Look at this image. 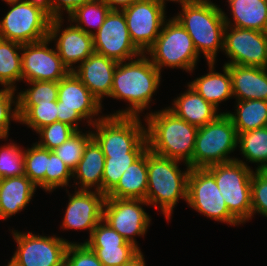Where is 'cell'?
I'll return each mask as SVG.
<instances>
[{
  "label": "cell",
  "instance_id": "52a82bcc",
  "mask_svg": "<svg viewBox=\"0 0 267 266\" xmlns=\"http://www.w3.org/2000/svg\"><path fill=\"white\" fill-rule=\"evenodd\" d=\"M238 133L227 113L199 127L192 157V168H206L236 160L228 156L237 149Z\"/></svg>",
  "mask_w": 267,
  "mask_h": 266
},
{
  "label": "cell",
  "instance_id": "f546056e",
  "mask_svg": "<svg viewBox=\"0 0 267 266\" xmlns=\"http://www.w3.org/2000/svg\"><path fill=\"white\" fill-rule=\"evenodd\" d=\"M22 44L0 38V84L16 90V81L22 80ZM19 51V52H18Z\"/></svg>",
  "mask_w": 267,
  "mask_h": 266
},
{
  "label": "cell",
  "instance_id": "60d3db41",
  "mask_svg": "<svg viewBox=\"0 0 267 266\" xmlns=\"http://www.w3.org/2000/svg\"><path fill=\"white\" fill-rule=\"evenodd\" d=\"M15 91L12 88L0 89V139H8L11 120L19 122L18 96L14 98ZM13 104L15 107L12 110Z\"/></svg>",
  "mask_w": 267,
  "mask_h": 266
},
{
  "label": "cell",
  "instance_id": "8fae6325",
  "mask_svg": "<svg viewBox=\"0 0 267 266\" xmlns=\"http://www.w3.org/2000/svg\"><path fill=\"white\" fill-rule=\"evenodd\" d=\"M188 205L202 215L233 226L240 223L230 214L214 176L206 168H192L188 176Z\"/></svg>",
  "mask_w": 267,
  "mask_h": 266
},
{
  "label": "cell",
  "instance_id": "7dc6e473",
  "mask_svg": "<svg viewBox=\"0 0 267 266\" xmlns=\"http://www.w3.org/2000/svg\"><path fill=\"white\" fill-rule=\"evenodd\" d=\"M29 4L41 9L46 13L51 19H54V11L51 6L50 0H24Z\"/></svg>",
  "mask_w": 267,
  "mask_h": 266
},
{
  "label": "cell",
  "instance_id": "74e56055",
  "mask_svg": "<svg viewBox=\"0 0 267 266\" xmlns=\"http://www.w3.org/2000/svg\"><path fill=\"white\" fill-rule=\"evenodd\" d=\"M57 113V101L38 102L19 119V123L37 132L42 127L57 122Z\"/></svg>",
  "mask_w": 267,
  "mask_h": 266
},
{
  "label": "cell",
  "instance_id": "c3c4849f",
  "mask_svg": "<svg viewBox=\"0 0 267 266\" xmlns=\"http://www.w3.org/2000/svg\"><path fill=\"white\" fill-rule=\"evenodd\" d=\"M124 266H146L143 253L140 251Z\"/></svg>",
  "mask_w": 267,
  "mask_h": 266
},
{
  "label": "cell",
  "instance_id": "ffe728a7",
  "mask_svg": "<svg viewBox=\"0 0 267 266\" xmlns=\"http://www.w3.org/2000/svg\"><path fill=\"white\" fill-rule=\"evenodd\" d=\"M117 64V61L94 52L86 60L75 66L73 72L102 103L103 97L110 96Z\"/></svg>",
  "mask_w": 267,
  "mask_h": 266
},
{
  "label": "cell",
  "instance_id": "ab89813d",
  "mask_svg": "<svg viewBox=\"0 0 267 266\" xmlns=\"http://www.w3.org/2000/svg\"><path fill=\"white\" fill-rule=\"evenodd\" d=\"M76 130L63 122H54L39 129L36 133L40 135V141L36 142L40 147L54 150L75 133Z\"/></svg>",
  "mask_w": 267,
  "mask_h": 266
},
{
  "label": "cell",
  "instance_id": "7c38bea8",
  "mask_svg": "<svg viewBox=\"0 0 267 266\" xmlns=\"http://www.w3.org/2000/svg\"><path fill=\"white\" fill-rule=\"evenodd\" d=\"M17 249L9 261L14 266H64L66 239L12 231Z\"/></svg>",
  "mask_w": 267,
  "mask_h": 266
},
{
  "label": "cell",
  "instance_id": "7bdbcfd3",
  "mask_svg": "<svg viewBox=\"0 0 267 266\" xmlns=\"http://www.w3.org/2000/svg\"><path fill=\"white\" fill-rule=\"evenodd\" d=\"M64 266H103L85 243H69L65 252Z\"/></svg>",
  "mask_w": 267,
  "mask_h": 266
},
{
  "label": "cell",
  "instance_id": "484cf974",
  "mask_svg": "<svg viewBox=\"0 0 267 266\" xmlns=\"http://www.w3.org/2000/svg\"><path fill=\"white\" fill-rule=\"evenodd\" d=\"M147 151L131 164L122 174L118 184L106 195V198H130L146 200Z\"/></svg>",
  "mask_w": 267,
  "mask_h": 266
},
{
  "label": "cell",
  "instance_id": "f907efd6",
  "mask_svg": "<svg viewBox=\"0 0 267 266\" xmlns=\"http://www.w3.org/2000/svg\"><path fill=\"white\" fill-rule=\"evenodd\" d=\"M157 1H160V2H163L164 4H166V1H172V2L173 1L175 2L176 1L177 2L178 0H157Z\"/></svg>",
  "mask_w": 267,
  "mask_h": 266
},
{
  "label": "cell",
  "instance_id": "3957f363",
  "mask_svg": "<svg viewBox=\"0 0 267 266\" xmlns=\"http://www.w3.org/2000/svg\"><path fill=\"white\" fill-rule=\"evenodd\" d=\"M182 12L174 18L190 35L198 55L202 52L207 62H215L224 48L226 27L223 11L211 0H178Z\"/></svg>",
  "mask_w": 267,
  "mask_h": 266
},
{
  "label": "cell",
  "instance_id": "4fadbf2b",
  "mask_svg": "<svg viewBox=\"0 0 267 266\" xmlns=\"http://www.w3.org/2000/svg\"><path fill=\"white\" fill-rule=\"evenodd\" d=\"M223 17L226 24L223 52L231 60L224 65L267 68V32L231 26L225 12Z\"/></svg>",
  "mask_w": 267,
  "mask_h": 266
},
{
  "label": "cell",
  "instance_id": "e575fe53",
  "mask_svg": "<svg viewBox=\"0 0 267 266\" xmlns=\"http://www.w3.org/2000/svg\"><path fill=\"white\" fill-rule=\"evenodd\" d=\"M91 139L92 131L88 133L76 131L53 151L73 172L83 156L85 146Z\"/></svg>",
  "mask_w": 267,
  "mask_h": 266
},
{
  "label": "cell",
  "instance_id": "681fc988",
  "mask_svg": "<svg viewBox=\"0 0 267 266\" xmlns=\"http://www.w3.org/2000/svg\"><path fill=\"white\" fill-rule=\"evenodd\" d=\"M3 1H5L7 4H12V3L22 2L24 0H3Z\"/></svg>",
  "mask_w": 267,
  "mask_h": 266
},
{
  "label": "cell",
  "instance_id": "d590c367",
  "mask_svg": "<svg viewBox=\"0 0 267 266\" xmlns=\"http://www.w3.org/2000/svg\"><path fill=\"white\" fill-rule=\"evenodd\" d=\"M103 266H124L140 250L134 245H87Z\"/></svg>",
  "mask_w": 267,
  "mask_h": 266
},
{
  "label": "cell",
  "instance_id": "2e32d148",
  "mask_svg": "<svg viewBox=\"0 0 267 266\" xmlns=\"http://www.w3.org/2000/svg\"><path fill=\"white\" fill-rule=\"evenodd\" d=\"M94 51L117 62L132 60L142 53L130 39L123 11L111 10L93 35Z\"/></svg>",
  "mask_w": 267,
  "mask_h": 266
},
{
  "label": "cell",
  "instance_id": "9a60e30c",
  "mask_svg": "<svg viewBox=\"0 0 267 266\" xmlns=\"http://www.w3.org/2000/svg\"><path fill=\"white\" fill-rule=\"evenodd\" d=\"M165 4L157 0H142L125 9L130 39L145 54L155 43L166 20Z\"/></svg>",
  "mask_w": 267,
  "mask_h": 266
},
{
  "label": "cell",
  "instance_id": "f6af8a7d",
  "mask_svg": "<svg viewBox=\"0 0 267 266\" xmlns=\"http://www.w3.org/2000/svg\"><path fill=\"white\" fill-rule=\"evenodd\" d=\"M92 1L94 0H50V3L54 11V19H56L62 18L63 10L70 15L79 6Z\"/></svg>",
  "mask_w": 267,
  "mask_h": 266
},
{
  "label": "cell",
  "instance_id": "8992f818",
  "mask_svg": "<svg viewBox=\"0 0 267 266\" xmlns=\"http://www.w3.org/2000/svg\"><path fill=\"white\" fill-rule=\"evenodd\" d=\"M145 54L160 72L162 67L168 66L190 73L199 59L190 35L174 17L164 22L155 43Z\"/></svg>",
  "mask_w": 267,
  "mask_h": 266
},
{
  "label": "cell",
  "instance_id": "cb8c5ba5",
  "mask_svg": "<svg viewBox=\"0 0 267 266\" xmlns=\"http://www.w3.org/2000/svg\"><path fill=\"white\" fill-rule=\"evenodd\" d=\"M104 165L105 155L98 143L92 138L85 146L83 156L72 172L73 178L76 176L75 180H79V182H75V185L80 183L77 190L90 191L96 187L94 188L95 191L102 193Z\"/></svg>",
  "mask_w": 267,
  "mask_h": 266
},
{
  "label": "cell",
  "instance_id": "f35d334b",
  "mask_svg": "<svg viewBox=\"0 0 267 266\" xmlns=\"http://www.w3.org/2000/svg\"><path fill=\"white\" fill-rule=\"evenodd\" d=\"M71 178H73L72 170L53 150H49L48 165L45 173V191L53 192L57 187L69 186L68 182Z\"/></svg>",
  "mask_w": 267,
  "mask_h": 266
},
{
  "label": "cell",
  "instance_id": "4dcf8cb0",
  "mask_svg": "<svg viewBox=\"0 0 267 266\" xmlns=\"http://www.w3.org/2000/svg\"><path fill=\"white\" fill-rule=\"evenodd\" d=\"M238 144L246 161L259 164L256 170H267V126L240 132Z\"/></svg>",
  "mask_w": 267,
  "mask_h": 266
},
{
  "label": "cell",
  "instance_id": "b9f144b4",
  "mask_svg": "<svg viewBox=\"0 0 267 266\" xmlns=\"http://www.w3.org/2000/svg\"><path fill=\"white\" fill-rule=\"evenodd\" d=\"M251 217L259 213L267 217V170H255L251 178Z\"/></svg>",
  "mask_w": 267,
  "mask_h": 266
},
{
  "label": "cell",
  "instance_id": "277c9868",
  "mask_svg": "<svg viewBox=\"0 0 267 266\" xmlns=\"http://www.w3.org/2000/svg\"><path fill=\"white\" fill-rule=\"evenodd\" d=\"M179 160L158 156L147 150V193L146 201L160 208L170 220L179 198L187 202L188 176L191 168L181 171ZM158 205V206H157Z\"/></svg>",
  "mask_w": 267,
  "mask_h": 266
},
{
  "label": "cell",
  "instance_id": "9c48e42d",
  "mask_svg": "<svg viewBox=\"0 0 267 266\" xmlns=\"http://www.w3.org/2000/svg\"><path fill=\"white\" fill-rule=\"evenodd\" d=\"M92 126V138L101 147L104 155L130 153L145 137L146 128L140 116H100Z\"/></svg>",
  "mask_w": 267,
  "mask_h": 266
},
{
  "label": "cell",
  "instance_id": "d6986e66",
  "mask_svg": "<svg viewBox=\"0 0 267 266\" xmlns=\"http://www.w3.org/2000/svg\"><path fill=\"white\" fill-rule=\"evenodd\" d=\"M106 196L98 191L77 190L69 195V202L61 227L66 230H92L103 218V205Z\"/></svg>",
  "mask_w": 267,
  "mask_h": 266
},
{
  "label": "cell",
  "instance_id": "e0dca14e",
  "mask_svg": "<svg viewBox=\"0 0 267 266\" xmlns=\"http://www.w3.org/2000/svg\"><path fill=\"white\" fill-rule=\"evenodd\" d=\"M50 39L22 44L21 66L22 81H56L59 82L70 71L63 64L55 49L49 48Z\"/></svg>",
  "mask_w": 267,
  "mask_h": 266
},
{
  "label": "cell",
  "instance_id": "30bf717a",
  "mask_svg": "<svg viewBox=\"0 0 267 266\" xmlns=\"http://www.w3.org/2000/svg\"><path fill=\"white\" fill-rule=\"evenodd\" d=\"M8 5L0 21L1 39L28 44L48 38L51 18L46 13L25 1Z\"/></svg>",
  "mask_w": 267,
  "mask_h": 266
},
{
  "label": "cell",
  "instance_id": "8d00e7d4",
  "mask_svg": "<svg viewBox=\"0 0 267 266\" xmlns=\"http://www.w3.org/2000/svg\"><path fill=\"white\" fill-rule=\"evenodd\" d=\"M25 175L24 149L10 142L0 147V179Z\"/></svg>",
  "mask_w": 267,
  "mask_h": 266
},
{
  "label": "cell",
  "instance_id": "bcb514c9",
  "mask_svg": "<svg viewBox=\"0 0 267 266\" xmlns=\"http://www.w3.org/2000/svg\"><path fill=\"white\" fill-rule=\"evenodd\" d=\"M110 10L122 11L123 9L142 0H102Z\"/></svg>",
  "mask_w": 267,
  "mask_h": 266
},
{
  "label": "cell",
  "instance_id": "83f0119b",
  "mask_svg": "<svg viewBox=\"0 0 267 266\" xmlns=\"http://www.w3.org/2000/svg\"><path fill=\"white\" fill-rule=\"evenodd\" d=\"M236 113H227L237 133L247 132L267 126L266 100H236Z\"/></svg>",
  "mask_w": 267,
  "mask_h": 266
},
{
  "label": "cell",
  "instance_id": "603a6c76",
  "mask_svg": "<svg viewBox=\"0 0 267 266\" xmlns=\"http://www.w3.org/2000/svg\"><path fill=\"white\" fill-rule=\"evenodd\" d=\"M172 105L167 108L180 119L198 128L214 121L221 114L189 84L187 91L174 99Z\"/></svg>",
  "mask_w": 267,
  "mask_h": 266
},
{
  "label": "cell",
  "instance_id": "f1b7e54d",
  "mask_svg": "<svg viewBox=\"0 0 267 266\" xmlns=\"http://www.w3.org/2000/svg\"><path fill=\"white\" fill-rule=\"evenodd\" d=\"M148 150L145 137L130 153L125 155H105L102 176V194L105 196L118 184L122 174Z\"/></svg>",
  "mask_w": 267,
  "mask_h": 266
},
{
  "label": "cell",
  "instance_id": "d6a6232c",
  "mask_svg": "<svg viewBox=\"0 0 267 266\" xmlns=\"http://www.w3.org/2000/svg\"><path fill=\"white\" fill-rule=\"evenodd\" d=\"M25 91H20L18 96L19 119L38 102L57 101L58 82L56 81H32Z\"/></svg>",
  "mask_w": 267,
  "mask_h": 266
},
{
  "label": "cell",
  "instance_id": "ba28073f",
  "mask_svg": "<svg viewBox=\"0 0 267 266\" xmlns=\"http://www.w3.org/2000/svg\"><path fill=\"white\" fill-rule=\"evenodd\" d=\"M102 104L80 81V79L70 71L58 82L57 95V118L58 122H63L76 131H80L78 123L88 119V126H92L101 118L93 119L101 112ZM94 120V121H93Z\"/></svg>",
  "mask_w": 267,
  "mask_h": 266
},
{
  "label": "cell",
  "instance_id": "4316f807",
  "mask_svg": "<svg viewBox=\"0 0 267 266\" xmlns=\"http://www.w3.org/2000/svg\"><path fill=\"white\" fill-rule=\"evenodd\" d=\"M227 2L234 19L232 26L267 32V0H227Z\"/></svg>",
  "mask_w": 267,
  "mask_h": 266
},
{
  "label": "cell",
  "instance_id": "5b68a950",
  "mask_svg": "<svg viewBox=\"0 0 267 266\" xmlns=\"http://www.w3.org/2000/svg\"><path fill=\"white\" fill-rule=\"evenodd\" d=\"M214 176L230 214L240 223L251 218V178L253 169L246 162L234 161L206 167Z\"/></svg>",
  "mask_w": 267,
  "mask_h": 266
},
{
  "label": "cell",
  "instance_id": "44dd1931",
  "mask_svg": "<svg viewBox=\"0 0 267 266\" xmlns=\"http://www.w3.org/2000/svg\"><path fill=\"white\" fill-rule=\"evenodd\" d=\"M231 76L232 94L236 100L267 101V68L226 65Z\"/></svg>",
  "mask_w": 267,
  "mask_h": 266
},
{
  "label": "cell",
  "instance_id": "7402d4cb",
  "mask_svg": "<svg viewBox=\"0 0 267 266\" xmlns=\"http://www.w3.org/2000/svg\"><path fill=\"white\" fill-rule=\"evenodd\" d=\"M36 188L26 175L0 179V219H8L24 210Z\"/></svg>",
  "mask_w": 267,
  "mask_h": 266
},
{
  "label": "cell",
  "instance_id": "836d02e7",
  "mask_svg": "<svg viewBox=\"0 0 267 266\" xmlns=\"http://www.w3.org/2000/svg\"><path fill=\"white\" fill-rule=\"evenodd\" d=\"M49 149L33 143L24 150L25 175L37 186L45 190V173L48 165Z\"/></svg>",
  "mask_w": 267,
  "mask_h": 266
},
{
  "label": "cell",
  "instance_id": "1f68e13d",
  "mask_svg": "<svg viewBox=\"0 0 267 266\" xmlns=\"http://www.w3.org/2000/svg\"><path fill=\"white\" fill-rule=\"evenodd\" d=\"M111 10L102 0H94L76 8L70 15L68 21L73 23L74 26L82 29L89 35H94L105 21L107 14ZM83 25V26H82ZM86 26L96 28L94 31L87 29Z\"/></svg>",
  "mask_w": 267,
  "mask_h": 266
},
{
  "label": "cell",
  "instance_id": "ac0fdd59",
  "mask_svg": "<svg viewBox=\"0 0 267 266\" xmlns=\"http://www.w3.org/2000/svg\"><path fill=\"white\" fill-rule=\"evenodd\" d=\"M62 24L63 18L51 19L48 38L51 42L56 41L55 48L59 57L69 71H73L74 64L83 62L95 52L93 36L74 24L61 30Z\"/></svg>",
  "mask_w": 267,
  "mask_h": 266
},
{
  "label": "cell",
  "instance_id": "816d5d0a",
  "mask_svg": "<svg viewBox=\"0 0 267 266\" xmlns=\"http://www.w3.org/2000/svg\"><path fill=\"white\" fill-rule=\"evenodd\" d=\"M7 266H14L12 263L8 262V265Z\"/></svg>",
  "mask_w": 267,
  "mask_h": 266
},
{
  "label": "cell",
  "instance_id": "5bb4252c",
  "mask_svg": "<svg viewBox=\"0 0 267 266\" xmlns=\"http://www.w3.org/2000/svg\"><path fill=\"white\" fill-rule=\"evenodd\" d=\"M142 205H149L146 200L130 198H105L103 218L125 240L140 251L134 236H144L150 225V217Z\"/></svg>",
  "mask_w": 267,
  "mask_h": 266
},
{
  "label": "cell",
  "instance_id": "7a4b0ae2",
  "mask_svg": "<svg viewBox=\"0 0 267 266\" xmlns=\"http://www.w3.org/2000/svg\"><path fill=\"white\" fill-rule=\"evenodd\" d=\"M148 149L161 157L183 161L192 169L198 127L177 117L168 108L145 117Z\"/></svg>",
  "mask_w": 267,
  "mask_h": 266
},
{
  "label": "cell",
  "instance_id": "6da1fadb",
  "mask_svg": "<svg viewBox=\"0 0 267 266\" xmlns=\"http://www.w3.org/2000/svg\"><path fill=\"white\" fill-rule=\"evenodd\" d=\"M161 72L152 64L149 56L141 54L134 58L118 62L113 75V84L109 97L124 100L130 107L118 110L112 116H139L149 107L152 96L158 89Z\"/></svg>",
  "mask_w": 267,
  "mask_h": 266
},
{
  "label": "cell",
  "instance_id": "d4e9b609",
  "mask_svg": "<svg viewBox=\"0 0 267 266\" xmlns=\"http://www.w3.org/2000/svg\"><path fill=\"white\" fill-rule=\"evenodd\" d=\"M209 73L188 83L207 102L218 109L219 103L233 97L229 68L223 66V74L215 72V62H207Z\"/></svg>",
  "mask_w": 267,
  "mask_h": 266
},
{
  "label": "cell",
  "instance_id": "ee69618b",
  "mask_svg": "<svg viewBox=\"0 0 267 266\" xmlns=\"http://www.w3.org/2000/svg\"><path fill=\"white\" fill-rule=\"evenodd\" d=\"M84 243L86 245H133L103 220L92 230L91 236Z\"/></svg>",
  "mask_w": 267,
  "mask_h": 266
}]
</instances>
